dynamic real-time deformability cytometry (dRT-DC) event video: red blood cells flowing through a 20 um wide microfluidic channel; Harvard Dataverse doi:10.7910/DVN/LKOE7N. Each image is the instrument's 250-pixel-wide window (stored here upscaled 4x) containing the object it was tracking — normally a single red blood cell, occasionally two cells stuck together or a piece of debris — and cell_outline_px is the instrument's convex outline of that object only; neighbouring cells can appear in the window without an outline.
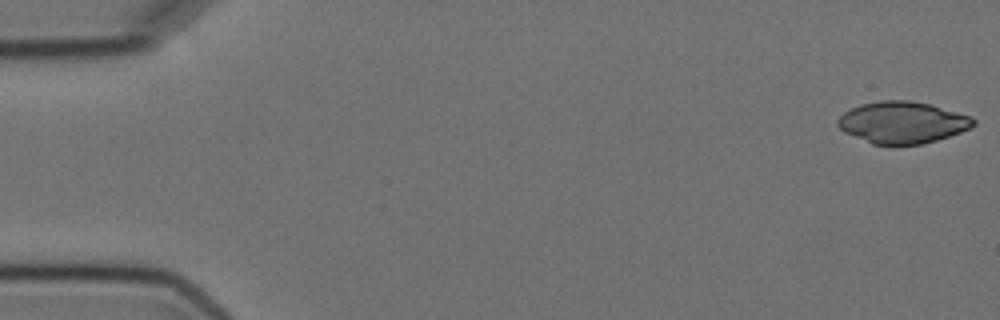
{"species": "Egyptian fruit bat (a non-hibernating species)", "species_latin": "Rousettus aegyptiacus", "temperature_condition": "cold", "stored_images_in_passage": 5, "camera_frame_rate_fps": 3000, "um_per_image_px": 0.085, "animal": {"sex": "female"}, "frame": {"image": 1, "passage_image": 1, "time_ms": 0.0, "image_size_px": [1000, 320], "cell_outline_px": [[976, 124], [972, 128], [924, 144], [872, 144], [844, 132], [836, 124], [836, 120], [844, 112], [860, 104], [880, 100], [908, 100], [928, 104], [972, 116], [976, 120]], "centroid_in_image_um": [76.7, 10.4], "position_along_channel_um": 8.3, "area_um2": 32.95}}